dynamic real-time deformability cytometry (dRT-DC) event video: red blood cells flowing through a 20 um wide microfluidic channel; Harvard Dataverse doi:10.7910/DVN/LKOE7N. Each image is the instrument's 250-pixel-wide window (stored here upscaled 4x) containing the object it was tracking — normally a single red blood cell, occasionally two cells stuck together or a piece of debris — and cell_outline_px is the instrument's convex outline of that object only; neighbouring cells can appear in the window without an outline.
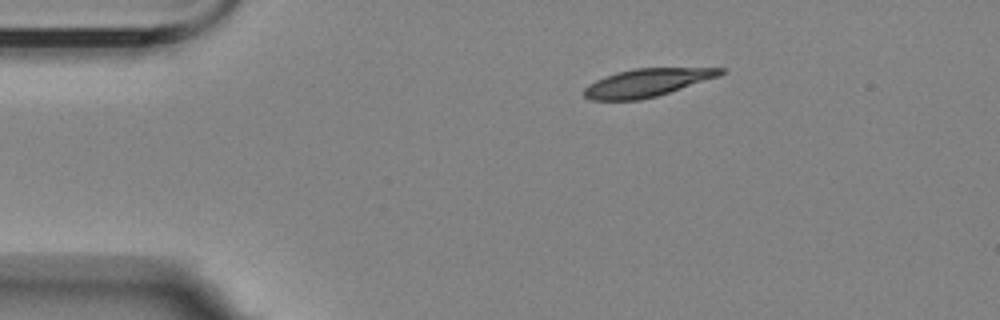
{"species": "Egyptian fruit bat (a non-hibernating species)", "species_latin": "Rousettus aegyptiacus", "temperature_condition": "room temperature", "stored_images_in_passage": 48, "camera_frame_rate_fps": 3000, "um_per_image_px": 0.085, "animal": {"sex": "female"}, "frame": {"image": 1, "passage_image": 1, "time_ms": 0.0, "image_size_px": [1000, 320], "cell_outline_px": [[724, 72], [720, 76], [656, 96], [640, 100], [592, 100], [584, 96], [584, 88], [588, 84], [604, 76], [616, 72], [632, 68], [724, 68]], "centroid_in_image_um": [54.96, 7.02], "position_along_channel_um": 30.0, "area_um2": 22.14}}
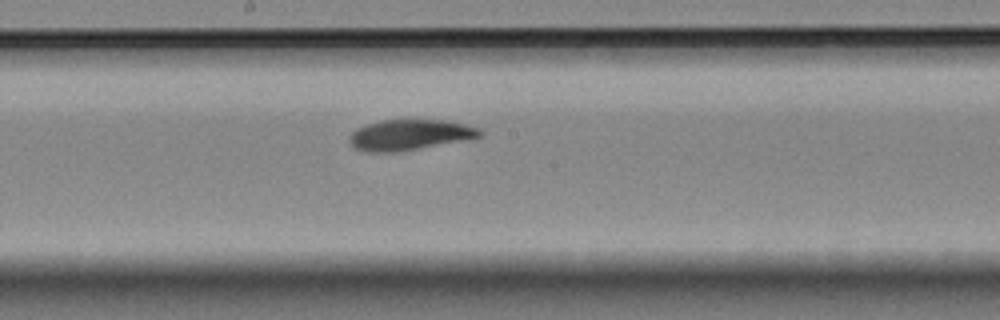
{"frame": {"image": 2, "passage_image": 21, "time_ms": 6.667, "image_size_px": [1000, 320], "cell_outline_px": [[484, 136], [464, 140], [396, 152], [368, 152], [356, 148], [348, 140], [348, 136], [356, 128], [368, 124], [384, 120], [448, 120], [480, 128], [484, 132]], "centroid_in_image_um": [34.85, 11.45], "position_along_channel_um": 213.3, "area_um2": 23.18}}
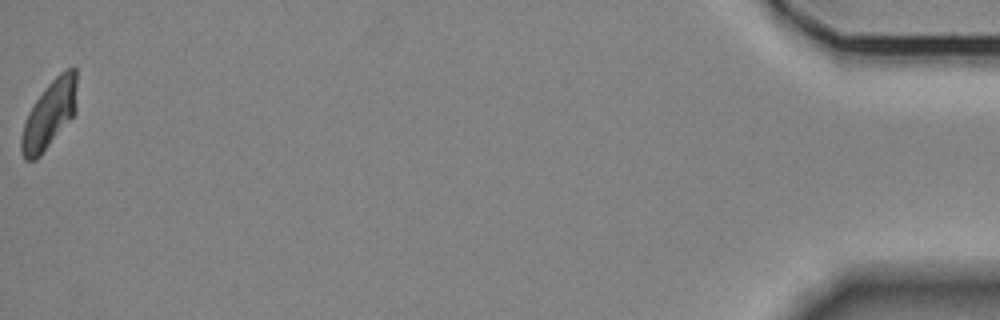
{"frame": {"image": 3, "passage_image": 48, "time_ms": 15.667, "image_size_px": [1000, 320], "cell_outline_px": [[76, 112], [40, 156], [36, 160], [24, 160], [20, 152], [20, 136], [28, 112], [44, 88], [64, 68], [76, 68]], "centroid_in_image_um": [4.18, 9.74], "position_along_channel_um": 431.0, "area_um2": 21.91}, "authors_computed_cell_mechanics": {"area_um2": 23.1489, "velocity_mm_per_s": 3.4842, "shape_relaxation_time_tau1_ms": 7.003, "shape_relaxation_time_tau2_ms": 5.1705, "deformation_change_tau1": 0.1668, "deformation_change_tau2": 0.0839}}